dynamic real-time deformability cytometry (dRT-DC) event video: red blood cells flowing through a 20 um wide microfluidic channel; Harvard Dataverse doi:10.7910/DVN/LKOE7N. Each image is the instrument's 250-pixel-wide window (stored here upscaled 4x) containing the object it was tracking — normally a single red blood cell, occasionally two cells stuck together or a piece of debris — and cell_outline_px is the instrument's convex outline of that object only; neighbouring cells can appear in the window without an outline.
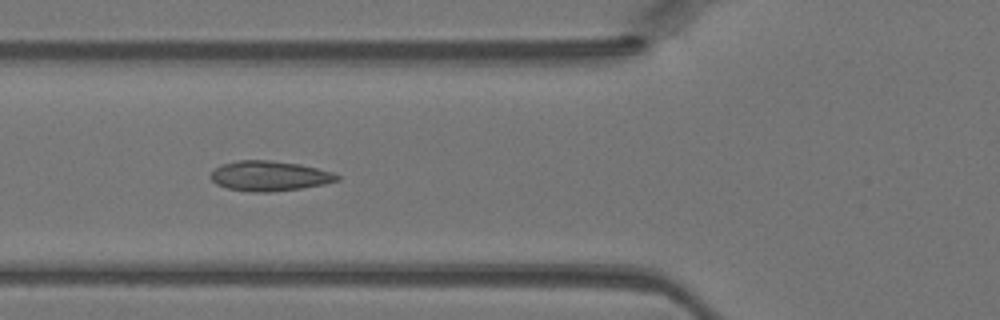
{"species": "Egyptian fruit bat (a non-hibernating species)", "species_latin": "Rousettus aegyptiacus", "temperature_condition": "warm", "stored_images_in_passage": 44, "camera_frame_rate_fps": 3000, "um_per_image_px": 0.085, "animal": {"sex": "female"}, "frame": {"image": 1, "passage_image": 16, "time_ms": 5.0, "image_size_px": [1000, 320], "cell_outline_px": [[340, 180], [324, 184], [300, 188], [268, 192], [252, 192], [228, 188], [216, 184], [212, 180], [212, 172], [220, 164], [240, 160], [272, 160], [300, 164], [332, 172], [340, 176]], "centroid_in_image_um": [22.91, 14.95], "position_along_channel_um": 102.9, "area_um2": 21.96}}
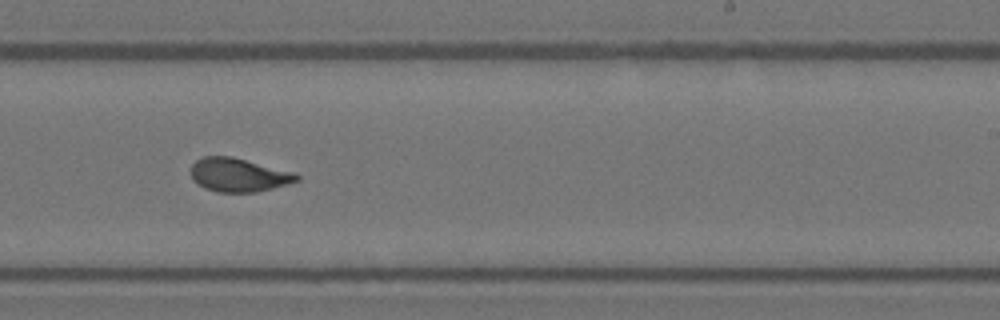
{"frame": {"image": 2, "passage_image": 27, "time_ms": 8.667, "image_size_px": [1000, 320], "cell_outline_px": [[300, 180], [272, 188], [256, 192], [216, 192], [204, 188], [192, 180], [192, 164], [196, 160], [204, 156], [232, 156], [296, 172], [300, 176]], "centroid_in_image_um": [20.29, 14.86], "position_along_channel_um": 268.7, "area_um2": 20.87}}
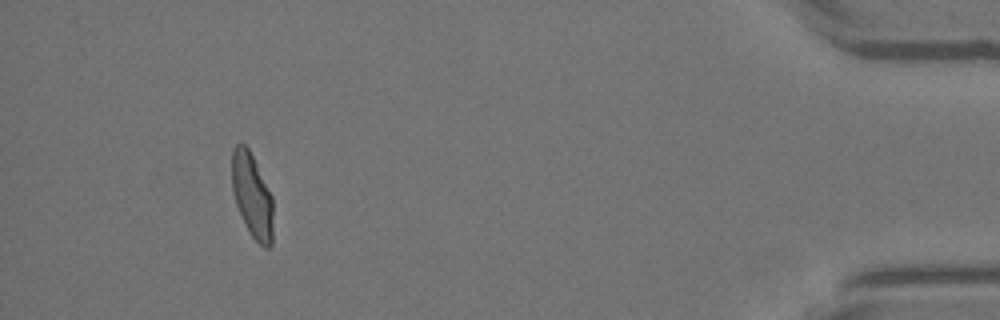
{"frame": {"image": 3, "passage_image": 41, "time_ms": 13.333, "image_size_px": [1000, 320], "cell_outline_px": [[272, 244], [268, 248], [264, 248], [252, 236], [236, 204], [232, 188], [232, 148], [240, 140], [248, 148], [272, 196]], "centroid_in_image_um": [21.42, 16.59], "position_along_channel_um": 413.8, "area_um2": 19.88}}